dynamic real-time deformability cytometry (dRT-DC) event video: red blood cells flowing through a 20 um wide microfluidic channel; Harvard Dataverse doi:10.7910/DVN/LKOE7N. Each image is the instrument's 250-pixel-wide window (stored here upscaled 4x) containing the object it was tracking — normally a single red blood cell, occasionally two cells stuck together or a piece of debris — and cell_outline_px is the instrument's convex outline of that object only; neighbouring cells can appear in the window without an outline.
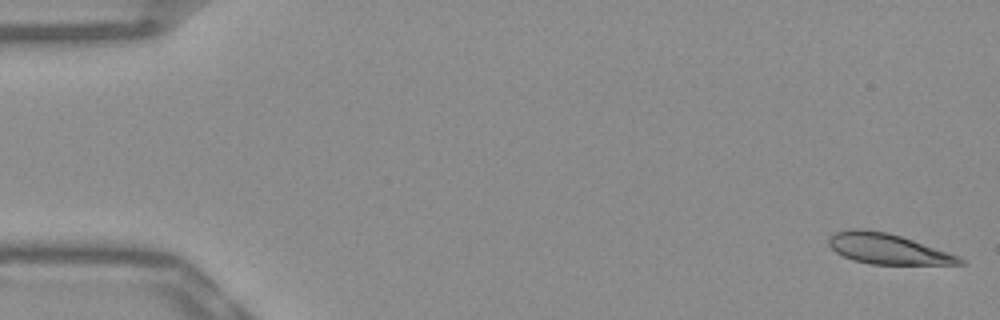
{"species": "Egyptian fruit bat (a non-hibernating species)", "species_latin": "Rousettus aegyptiacus", "temperature_condition": "warm", "stored_images_in_passage": 52, "camera_frame_rate_fps": 3000, "um_per_image_px": 0.085, "frame": {"image": 1, "passage_image": 1, "time_ms": 0.0, "image_size_px": [1000, 320], "cell_outline_px": [[968, 264], [872, 264], [856, 260], [844, 256], [836, 252], [828, 244], [828, 236], [836, 232], [848, 228], [860, 228], [888, 232], [960, 256]], "centroid_in_image_um": [75.43, 21.13], "position_along_channel_um": 9.6, "area_um2": 23.06}}
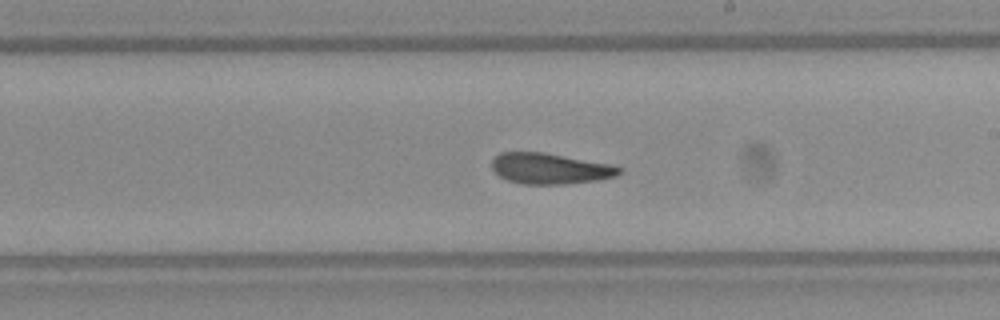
{"frame": {"image": 2, "passage_image": 30, "time_ms": 9.667, "image_size_px": [1000, 320], "cell_outline_px": [[624, 172], [616, 176], [596, 180], [564, 184], [520, 184], [508, 180], [500, 176], [492, 168], [492, 160], [500, 152], [544, 152], [612, 164], [624, 168]], "centroid_in_image_um": [46.79, 14.32], "position_along_channel_um": 242.2, "area_um2": 23.0}}
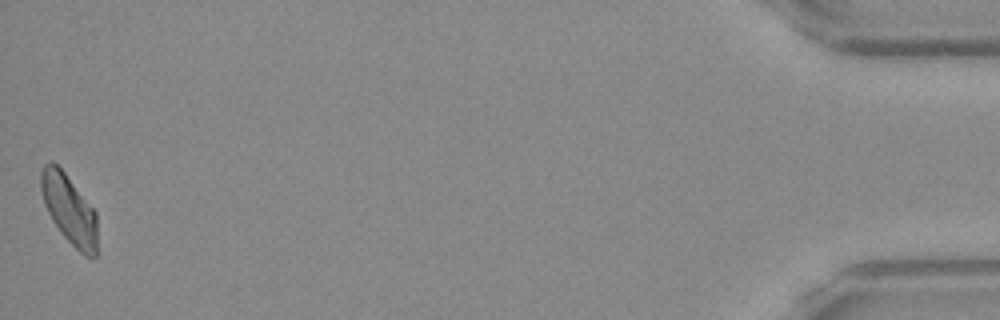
{"frame": {"image": 3, "passage_image": 52, "time_ms": 17.0, "image_size_px": [1000, 320], "cell_outline_px": [[96, 256], [84, 256], [60, 232], [52, 220], [44, 204], [40, 188], [40, 172], [44, 164], [52, 160], [64, 172], [96, 212]], "centroid_in_image_um": [5.85, 17.77], "position_along_channel_um": 429.4, "area_um2": 22.48}, "authors_computed_cell_mechanics": {"area_um2": 23.2934, "velocity_mm_per_s": 3.8425, "shape_relaxation_time_tau1_ms": null, "shape_relaxation_time_tau2_ms": 2.8423, "deformation_change_tau1": null, "deformation_change_tau2": 0.0933}}